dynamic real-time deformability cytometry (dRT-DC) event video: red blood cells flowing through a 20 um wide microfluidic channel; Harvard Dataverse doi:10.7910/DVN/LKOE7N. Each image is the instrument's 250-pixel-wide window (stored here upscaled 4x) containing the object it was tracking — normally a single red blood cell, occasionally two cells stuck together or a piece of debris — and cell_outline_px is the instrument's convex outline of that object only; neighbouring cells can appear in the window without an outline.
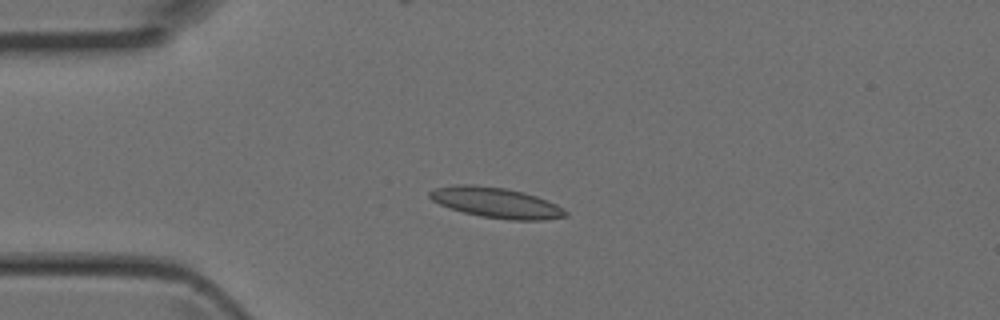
{"species": "Egyptian fruit bat (a non-hibernating species)", "species_latin": "Rousettus aegyptiacus", "temperature_condition": "room temperature", "stored_images_in_passage": 3, "camera_frame_rate_fps": 3000, "um_per_image_px": 0.085, "animal": {"sex": "female"}, "frame": {"image": 1, "passage_image": 2, "time_ms": 0.333, "image_size_px": [1000, 320], "cell_outline_px": [[568, 216], [544, 220], [508, 220], [480, 216], [464, 212], [440, 204], [432, 200], [428, 196], [428, 192], [436, 188], [452, 184], [472, 184], [504, 188], [524, 192], [548, 200], [556, 204], [568, 212]], "centroid_in_image_um": [42.18, 17.22], "position_along_channel_um": 42.8, "area_um2": 24.1}}